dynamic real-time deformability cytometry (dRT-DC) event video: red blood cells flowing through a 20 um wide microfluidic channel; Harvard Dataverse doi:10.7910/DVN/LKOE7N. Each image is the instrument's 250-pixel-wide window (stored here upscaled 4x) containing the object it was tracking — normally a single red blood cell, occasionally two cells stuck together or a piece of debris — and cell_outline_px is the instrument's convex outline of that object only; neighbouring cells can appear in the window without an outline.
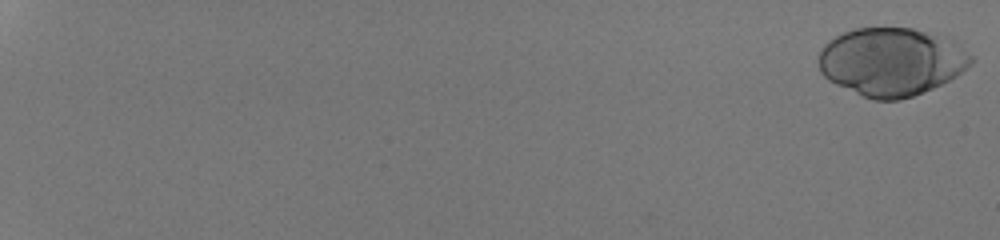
{"species": "human", "species_latin": "Homo sapiens", "temperature_condition": "room temperature", "stored_images_in_passage": 54, "camera_frame_rate_fps": 3000, "um_per_image_px": 0.085, "donor": {"sex": "male"}, "frame": {"image": 1, "passage_image": 1, "time_ms": 0.0, "image_size_px": [1000, 240], "cell_outline_px": [[976, 60], [972, 64], [956, 76], [932, 88], [912, 96], [900, 100], [872, 100], [836, 84], [828, 80], [820, 72], [820, 52], [824, 44], [828, 40], [852, 28], [912, 28], [952, 36]], "centroid_in_image_um": [75.82, 5.22], "position_along_channel_um": 9.2, "area_um2": 60.98}}
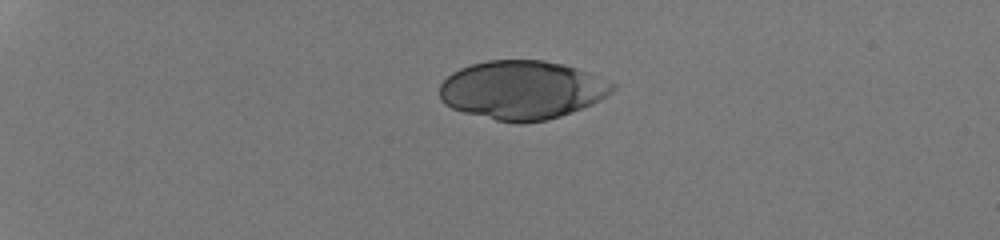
{"frame": {"image": 2, "passage_image": 16, "time_ms": 5.0, "image_size_px": [1000, 240], "cell_outline_px": [[616, 88], [612, 92], [592, 104], [560, 116], [548, 120], [520, 124], [496, 120], [464, 112], [452, 108], [444, 104], [440, 100], [440, 84], [452, 72], [460, 68], [472, 64], [488, 60], [544, 60], [564, 64], [588, 72], [616, 84]], "centroid_in_image_um": [44.36, 7.65], "position_along_channel_um": 40.6, "area_um2": 59.19}}